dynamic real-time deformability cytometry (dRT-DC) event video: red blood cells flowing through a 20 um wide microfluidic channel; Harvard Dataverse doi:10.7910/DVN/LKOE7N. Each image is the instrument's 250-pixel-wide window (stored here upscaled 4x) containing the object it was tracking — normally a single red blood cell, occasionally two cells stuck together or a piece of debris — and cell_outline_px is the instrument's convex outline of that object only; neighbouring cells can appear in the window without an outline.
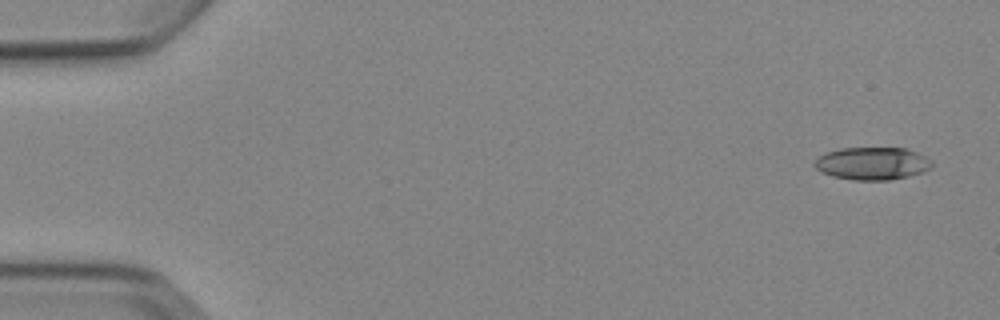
{"species": "Egyptian fruit bat (a non-hibernating species)", "species_latin": "Rousettus aegyptiacus", "temperature_condition": "cold", "stored_images_in_passage": 8, "camera_frame_rate_fps": 3000, "um_per_image_px": 0.085, "animal": {"sex": "female"}, "frame": {"image": 1, "passage_image": 1, "time_ms": 0.0, "image_size_px": [1000, 320], "cell_outline_px": [[932, 168], [924, 172], [908, 176], [888, 180], [856, 180], [832, 176], [820, 172], [812, 164], [824, 152], [840, 148], [908, 148], [932, 160]], "centroid_in_image_um": [74.14, 13.89], "position_along_channel_um": 10.9, "area_um2": 22.48}}
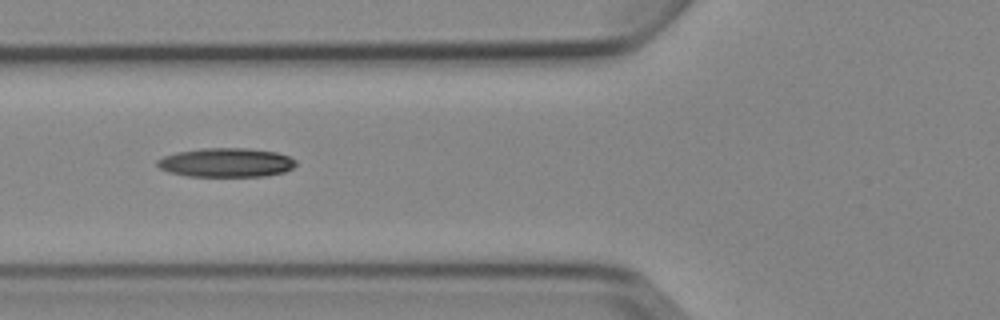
{"frame": {"image": 2, "passage_image": 6, "time_ms": 6.0, "image_size_px": [1000, 320], "cell_outline_px": [[296, 164], [292, 168], [284, 172], [264, 176], [188, 176], [168, 172], [160, 168], [156, 164], [156, 160], [164, 156], [176, 152], [204, 148], [248, 148], [276, 152], [288, 156], [296, 160]], "centroid_in_image_um": [19.21, 13.81], "position_along_channel_um": 106.6, "area_um2": 23.47}}
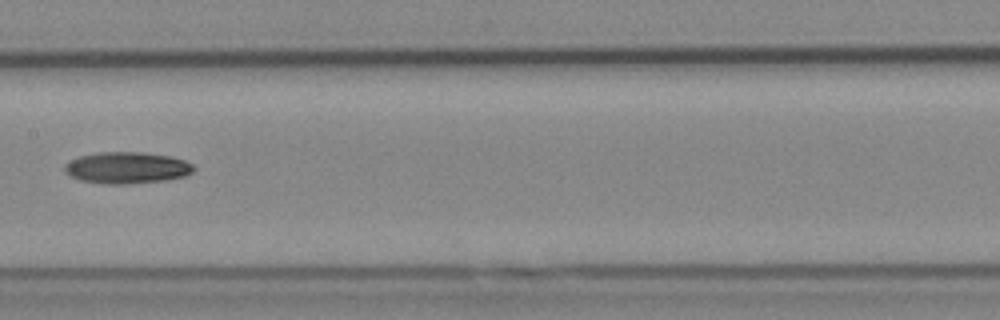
{"frame": {"image": 3, "passage_image": 8, "time_ms": 8.333, "image_size_px": [1000, 320], "cell_outline_px": [[196, 168], [192, 172], [184, 176], [164, 180], [124, 184], [104, 184], [80, 180], [64, 172], [64, 164], [80, 156], [96, 152], [140, 152], [172, 156], [184, 160], [192, 164]], "centroid_in_image_um": [10.78, 14.25], "position_along_channel_um": 196.6, "area_um2": 23.7}}